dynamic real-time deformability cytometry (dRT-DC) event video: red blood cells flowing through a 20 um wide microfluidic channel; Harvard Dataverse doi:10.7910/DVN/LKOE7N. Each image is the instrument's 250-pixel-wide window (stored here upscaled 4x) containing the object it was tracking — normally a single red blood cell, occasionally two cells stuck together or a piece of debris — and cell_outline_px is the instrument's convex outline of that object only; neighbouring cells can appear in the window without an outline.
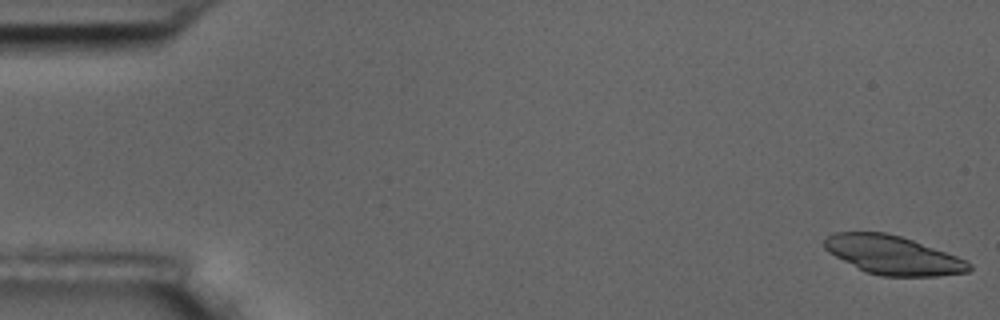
{"species": "common noctule bat (a hibernating species)", "species_latin": "Nyctalus noctula", "temperature_condition": "room temperature", "stored_images_in_passage": 55, "camera_frame_rate_fps": 3000, "um_per_image_px": 0.085, "animal": {"sex": "male", "body_mass_g": 17.5, "forearm_length_mm": 52.3}, "frame": {"image": 1, "passage_image": 1, "time_ms": 0.0, "image_size_px": [1000, 320], "cell_outline_px": [[972, 268], [968, 272], [936, 276], [880, 276], [868, 272], [828, 252], [824, 248], [824, 240], [828, 236], [836, 232], [884, 232], [900, 236], [912, 240], [968, 260], [972, 264]], "centroid_in_image_um": [75.94, 21.68], "position_along_channel_um": 9.1, "area_um2": 32.25}}
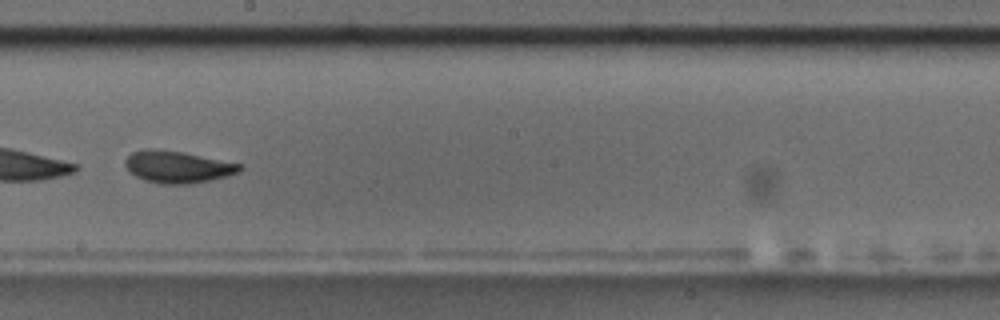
{"frame": {"image": 2, "passage_image": 32, "time_ms": 10.333, "image_size_px": [1000, 320], "cell_outline_px": [[244, 168], [240, 172], [228, 176], [188, 184], [160, 184], [144, 180], [128, 172], [124, 164], [124, 160], [132, 152], [144, 148], [152, 148], [184, 152], [244, 164]], "centroid_in_image_um": [15.1, 14.17], "position_along_channel_um": 233.1, "area_um2": 21.73}}